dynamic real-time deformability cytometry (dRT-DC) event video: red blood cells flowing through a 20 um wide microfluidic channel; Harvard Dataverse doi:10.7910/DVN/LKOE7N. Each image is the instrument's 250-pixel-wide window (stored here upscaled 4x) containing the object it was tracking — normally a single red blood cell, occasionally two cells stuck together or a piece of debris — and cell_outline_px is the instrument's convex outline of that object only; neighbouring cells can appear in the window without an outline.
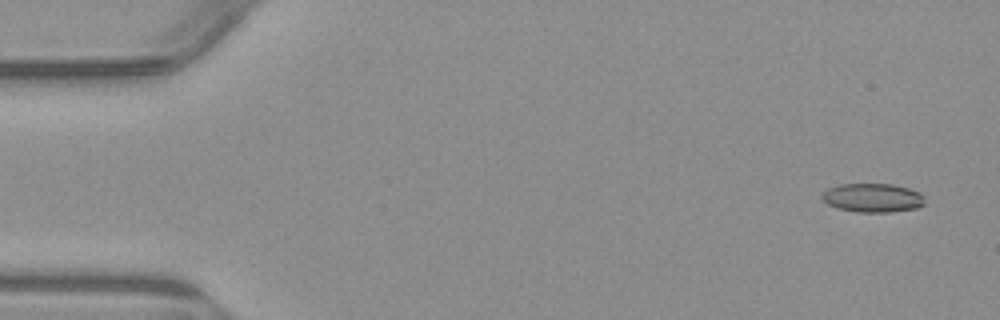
{"species": "common noctule bat (a hibernating species)", "species_latin": "Nyctalus noctula", "temperature_condition": "warm", "stored_images_in_passage": 5, "camera_frame_rate_fps": 3000, "um_per_image_px": 0.085, "animal": {"sex": "male", "body_mass_g": 23.1, "forearm_length_mm": 52.7}, "frame": {"image": 1, "passage_image": 1, "time_ms": 0.0, "image_size_px": [1000, 320], "cell_outline_px": [[924, 204], [916, 208], [892, 212], [856, 212], [836, 208], [828, 204], [820, 196], [828, 188], [840, 184], [892, 184], [908, 188], [920, 192], [924, 196]], "centroid_in_image_um": [74.18, 16.81], "position_along_channel_um": 10.8, "area_um2": 17.34}}
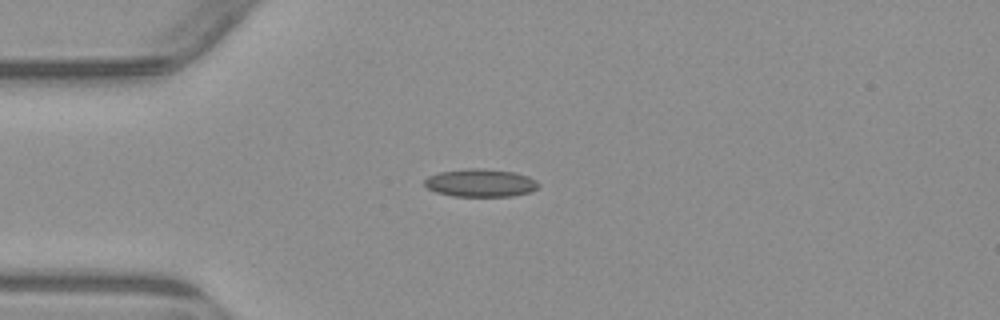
{"frame": {"image": 2, "passage_image": 4, "time_ms": 3.667, "image_size_px": [1000, 320], "cell_outline_px": [[540, 184], [532, 192], [512, 196], [452, 196], [436, 192], [428, 188], [424, 184], [424, 180], [428, 176], [440, 172], [468, 168], [480, 168], [512, 172], [528, 176], [536, 180]], "centroid_in_image_um": [40.84, 15.55], "position_along_channel_um": 44.2, "area_um2": 18.5}}
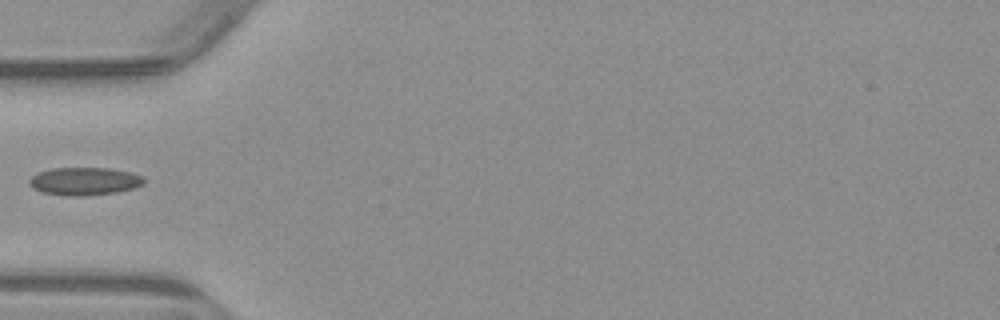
{"frame": {"image": 3, "passage_image": 5, "time_ms": 5.0, "image_size_px": [1000, 320], "cell_outline_px": [[144, 184], [136, 188], [116, 192], [84, 196], [64, 196], [40, 192], [32, 188], [28, 184], [28, 180], [32, 176], [40, 172], [52, 168], [108, 168], [132, 172], [144, 176]], "centroid_in_image_um": [7.18, 15.41], "position_along_channel_um": 77.8, "area_um2": 18.9}}